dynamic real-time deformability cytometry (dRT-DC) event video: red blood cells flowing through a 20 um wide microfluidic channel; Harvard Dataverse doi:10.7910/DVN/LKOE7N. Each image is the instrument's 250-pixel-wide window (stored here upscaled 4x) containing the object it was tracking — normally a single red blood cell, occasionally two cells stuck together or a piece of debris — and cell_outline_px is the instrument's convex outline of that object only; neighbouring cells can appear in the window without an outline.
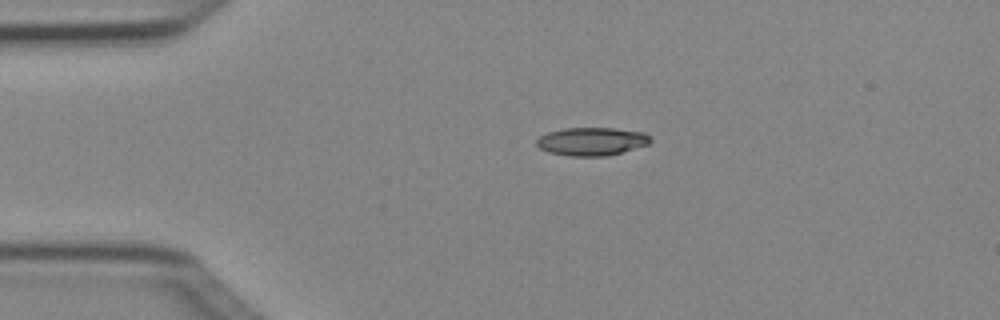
{"species": "Egyptian fruit bat (a non-hibernating species)", "species_latin": "Rousettus aegyptiacus", "temperature_condition": "cold", "stored_images_in_passage": 4, "camera_frame_rate_fps": 3000, "um_per_image_px": 0.085, "animal": {"sex": "female"}, "frame": {"image": 1, "passage_image": 3, "time_ms": 0.667, "image_size_px": [1000, 320], "cell_outline_px": [[652, 140], [648, 144], [608, 156], [568, 156], [548, 152], [540, 148], [536, 144], [536, 140], [540, 136], [548, 132], [564, 128], [612, 128], [644, 132]], "centroid_in_image_um": [50.27, 12.02], "position_along_channel_um": 34.7, "area_um2": 18.61}}